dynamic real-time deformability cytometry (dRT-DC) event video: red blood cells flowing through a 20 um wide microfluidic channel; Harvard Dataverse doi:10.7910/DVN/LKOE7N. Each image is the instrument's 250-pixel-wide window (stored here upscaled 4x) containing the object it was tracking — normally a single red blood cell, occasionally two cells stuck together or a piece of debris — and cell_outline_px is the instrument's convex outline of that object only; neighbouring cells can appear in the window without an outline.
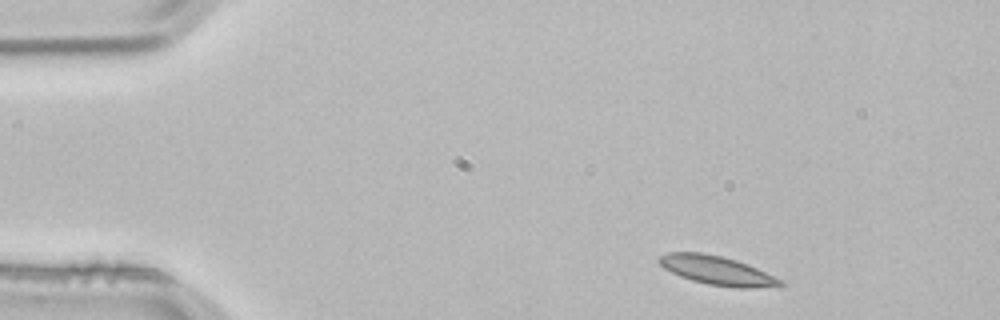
{"species": "common noctule bat (a hibernating species)", "species_latin": "Nyctalus noctula", "temperature_condition": "room temperature", "stored_images_in_passage": 3, "camera_frame_rate_fps": 3000, "um_per_image_px": 0.085, "animal": {"sex": "male", "body_mass_g": 21.5, "forearm_length_mm": 52.0}, "frame": {"image": 1, "passage_image": 1, "time_ms": 0.0, "image_size_px": [1000, 320], "cell_outline_px": [[788, 284], [780, 288], [736, 288], [708, 284], [692, 280], [680, 276], [664, 268], [656, 260], [660, 256], [668, 252], [700, 252], [720, 256], [736, 260], [748, 264], [784, 280]], "centroid_in_image_um": [61.06, 23.01], "position_along_channel_um": 23.9, "area_um2": 20.81}}